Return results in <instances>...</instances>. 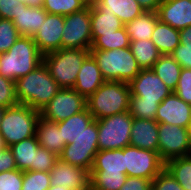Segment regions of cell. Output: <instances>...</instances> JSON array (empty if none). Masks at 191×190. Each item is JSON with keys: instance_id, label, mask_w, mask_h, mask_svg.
<instances>
[{"instance_id": "1", "label": "cell", "mask_w": 191, "mask_h": 190, "mask_svg": "<svg viewBox=\"0 0 191 190\" xmlns=\"http://www.w3.org/2000/svg\"><path fill=\"white\" fill-rule=\"evenodd\" d=\"M16 98L19 104L41 111L60 90L42 62L26 76L15 81Z\"/></svg>"}, {"instance_id": "2", "label": "cell", "mask_w": 191, "mask_h": 190, "mask_svg": "<svg viewBox=\"0 0 191 190\" xmlns=\"http://www.w3.org/2000/svg\"><path fill=\"white\" fill-rule=\"evenodd\" d=\"M43 62L34 39L20 36L7 52L0 54V75L16 81Z\"/></svg>"}, {"instance_id": "3", "label": "cell", "mask_w": 191, "mask_h": 190, "mask_svg": "<svg viewBox=\"0 0 191 190\" xmlns=\"http://www.w3.org/2000/svg\"><path fill=\"white\" fill-rule=\"evenodd\" d=\"M130 87L122 81H105L89 98L87 108L95 120L129 111Z\"/></svg>"}, {"instance_id": "4", "label": "cell", "mask_w": 191, "mask_h": 190, "mask_svg": "<svg viewBox=\"0 0 191 190\" xmlns=\"http://www.w3.org/2000/svg\"><path fill=\"white\" fill-rule=\"evenodd\" d=\"M105 81L129 83L141 71L130 47L113 50H90Z\"/></svg>"}, {"instance_id": "5", "label": "cell", "mask_w": 191, "mask_h": 190, "mask_svg": "<svg viewBox=\"0 0 191 190\" xmlns=\"http://www.w3.org/2000/svg\"><path fill=\"white\" fill-rule=\"evenodd\" d=\"M40 112L28 105L6 108L0 125V135L7 147L35 136Z\"/></svg>"}, {"instance_id": "6", "label": "cell", "mask_w": 191, "mask_h": 190, "mask_svg": "<svg viewBox=\"0 0 191 190\" xmlns=\"http://www.w3.org/2000/svg\"><path fill=\"white\" fill-rule=\"evenodd\" d=\"M89 54L90 50L61 48L43 55V62L60 88H73L81 65Z\"/></svg>"}, {"instance_id": "7", "label": "cell", "mask_w": 191, "mask_h": 190, "mask_svg": "<svg viewBox=\"0 0 191 190\" xmlns=\"http://www.w3.org/2000/svg\"><path fill=\"white\" fill-rule=\"evenodd\" d=\"M133 119L127 111L97 120L99 151L129 146Z\"/></svg>"}, {"instance_id": "8", "label": "cell", "mask_w": 191, "mask_h": 190, "mask_svg": "<svg viewBox=\"0 0 191 190\" xmlns=\"http://www.w3.org/2000/svg\"><path fill=\"white\" fill-rule=\"evenodd\" d=\"M98 149L97 120H94L73 142L64 147L59 158L90 172Z\"/></svg>"}, {"instance_id": "9", "label": "cell", "mask_w": 191, "mask_h": 190, "mask_svg": "<svg viewBox=\"0 0 191 190\" xmlns=\"http://www.w3.org/2000/svg\"><path fill=\"white\" fill-rule=\"evenodd\" d=\"M158 154L167 161L191 155V135L187 128L166 123H158Z\"/></svg>"}, {"instance_id": "10", "label": "cell", "mask_w": 191, "mask_h": 190, "mask_svg": "<svg viewBox=\"0 0 191 190\" xmlns=\"http://www.w3.org/2000/svg\"><path fill=\"white\" fill-rule=\"evenodd\" d=\"M62 48L90 50L92 45L90 6L64 16Z\"/></svg>"}, {"instance_id": "11", "label": "cell", "mask_w": 191, "mask_h": 190, "mask_svg": "<svg viewBox=\"0 0 191 190\" xmlns=\"http://www.w3.org/2000/svg\"><path fill=\"white\" fill-rule=\"evenodd\" d=\"M87 108V99L73 88H60L40 111V116L51 122H60Z\"/></svg>"}, {"instance_id": "12", "label": "cell", "mask_w": 191, "mask_h": 190, "mask_svg": "<svg viewBox=\"0 0 191 190\" xmlns=\"http://www.w3.org/2000/svg\"><path fill=\"white\" fill-rule=\"evenodd\" d=\"M126 175L153 180L164 168L158 152L131 145L124 148Z\"/></svg>"}, {"instance_id": "13", "label": "cell", "mask_w": 191, "mask_h": 190, "mask_svg": "<svg viewBox=\"0 0 191 190\" xmlns=\"http://www.w3.org/2000/svg\"><path fill=\"white\" fill-rule=\"evenodd\" d=\"M128 85L131 96H140L149 102H162L173 92L152 69H141Z\"/></svg>"}, {"instance_id": "14", "label": "cell", "mask_w": 191, "mask_h": 190, "mask_svg": "<svg viewBox=\"0 0 191 190\" xmlns=\"http://www.w3.org/2000/svg\"><path fill=\"white\" fill-rule=\"evenodd\" d=\"M51 186H62L70 190H90V172L79 166L62 161L60 158L51 169Z\"/></svg>"}, {"instance_id": "15", "label": "cell", "mask_w": 191, "mask_h": 190, "mask_svg": "<svg viewBox=\"0 0 191 190\" xmlns=\"http://www.w3.org/2000/svg\"><path fill=\"white\" fill-rule=\"evenodd\" d=\"M64 16L47 13L44 23L32 37L42 55L62 48Z\"/></svg>"}, {"instance_id": "16", "label": "cell", "mask_w": 191, "mask_h": 190, "mask_svg": "<svg viewBox=\"0 0 191 190\" xmlns=\"http://www.w3.org/2000/svg\"><path fill=\"white\" fill-rule=\"evenodd\" d=\"M155 121L189 129L191 124V104L186 103L172 92L159 104Z\"/></svg>"}, {"instance_id": "17", "label": "cell", "mask_w": 191, "mask_h": 190, "mask_svg": "<svg viewBox=\"0 0 191 190\" xmlns=\"http://www.w3.org/2000/svg\"><path fill=\"white\" fill-rule=\"evenodd\" d=\"M159 20L177 30L191 26V0H162Z\"/></svg>"}, {"instance_id": "18", "label": "cell", "mask_w": 191, "mask_h": 190, "mask_svg": "<svg viewBox=\"0 0 191 190\" xmlns=\"http://www.w3.org/2000/svg\"><path fill=\"white\" fill-rule=\"evenodd\" d=\"M104 82L96 60L89 54L81 65L73 89L87 99Z\"/></svg>"}, {"instance_id": "19", "label": "cell", "mask_w": 191, "mask_h": 190, "mask_svg": "<svg viewBox=\"0 0 191 190\" xmlns=\"http://www.w3.org/2000/svg\"><path fill=\"white\" fill-rule=\"evenodd\" d=\"M158 123L155 120L134 118L130 145L145 150L158 152Z\"/></svg>"}, {"instance_id": "20", "label": "cell", "mask_w": 191, "mask_h": 190, "mask_svg": "<svg viewBox=\"0 0 191 190\" xmlns=\"http://www.w3.org/2000/svg\"><path fill=\"white\" fill-rule=\"evenodd\" d=\"M47 12L41 8L18 4L13 23L21 36L33 37L46 19Z\"/></svg>"}, {"instance_id": "21", "label": "cell", "mask_w": 191, "mask_h": 190, "mask_svg": "<svg viewBox=\"0 0 191 190\" xmlns=\"http://www.w3.org/2000/svg\"><path fill=\"white\" fill-rule=\"evenodd\" d=\"M37 141L39 145L50 152L60 156L65 143H62V135L59 131L58 122H51L39 117L36 125Z\"/></svg>"}, {"instance_id": "22", "label": "cell", "mask_w": 191, "mask_h": 190, "mask_svg": "<svg viewBox=\"0 0 191 190\" xmlns=\"http://www.w3.org/2000/svg\"><path fill=\"white\" fill-rule=\"evenodd\" d=\"M99 11L114 13L123 24H126L144 12L137 0H99L94 5Z\"/></svg>"}, {"instance_id": "23", "label": "cell", "mask_w": 191, "mask_h": 190, "mask_svg": "<svg viewBox=\"0 0 191 190\" xmlns=\"http://www.w3.org/2000/svg\"><path fill=\"white\" fill-rule=\"evenodd\" d=\"M36 135L15 143L9 147L15 159L18 170L36 171L37 149L39 147Z\"/></svg>"}, {"instance_id": "24", "label": "cell", "mask_w": 191, "mask_h": 190, "mask_svg": "<svg viewBox=\"0 0 191 190\" xmlns=\"http://www.w3.org/2000/svg\"><path fill=\"white\" fill-rule=\"evenodd\" d=\"M88 108L68 119L58 122L62 143L73 144L74 140L94 121Z\"/></svg>"}, {"instance_id": "25", "label": "cell", "mask_w": 191, "mask_h": 190, "mask_svg": "<svg viewBox=\"0 0 191 190\" xmlns=\"http://www.w3.org/2000/svg\"><path fill=\"white\" fill-rule=\"evenodd\" d=\"M158 21L159 17L156 12L144 11L134 20L124 24V28L130 40H151Z\"/></svg>"}, {"instance_id": "26", "label": "cell", "mask_w": 191, "mask_h": 190, "mask_svg": "<svg viewBox=\"0 0 191 190\" xmlns=\"http://www.w3.org/2000/svg\"><path fill=\"white\" fill-rule=\"evenodd\" d=\"M91 34L94 41L98 36L113 33L123 28L124 24L114 13L99 11L94 5L90 6Z\"/></svg>"}, {"instance_id": "27", "label": "cell", "mask_w": 191, "mask_h": 190, "mask_svg": "<svg viewBox=\"0 0 191 190\" xmlns=\"http://www.w3.org/2000/svg\"><path fill=\"white\" fill-rule=\"evenodd\" d=\"M90 172L125 173L124 148L98 151Z\"/></svg>"}, {"instance_id": "28", "label": "cell", "mask_w": 191, "mask_h": 190, "mask_svg": "<svg viewBox=\"0 0 191 190\" xmlns=\"http://www.w3.org/2000/svg\"><path fill=\"white\" fill-rule=\"evenodd\" d=\"M180 32L169 24L162 23L160 20L156 23L151 36V41L157 47L161 55H170L180 44Z\"/></svg>"}, {"instance_id": "29", "label": "cell", "mask_w": 191, "mask_h": 190, "mask_svg": "<svg viewBox=\"0 0 191 190\" xmlns=\"http://www.w3.org/2000/svg\"><path fill=\"white\" fill-rule=\"evenodd\" d=\"M152 70L173 92L177 87L182 68L171 55H161Z\"/></svg>"}, {"instance_id": "30", "label": "cell", "mask_w": 191, "mask_h": 190, "mask_svg": "<svg viewBox=\"0 0 191 190\" xmlns=\"http://www.w3.org/2000/svg\"><path fill=\"white\" fill-rule=\"evenodd\" d=\"M130 49L141 69H152L161 54L151 40H130Z\"/></svg>"}, {"instance_id": "31", "label": "cell", "mask_w": 191, "mask_h": 190, "mask_svg": "<svg viewBox=\"0 0 191 190\" xmlns=\"http://www.w3.org/2000/svg\"><path fill=\"white\" fill-rule=\"evenodd\" d=\"M165 169L179 182L183 190H191V155L167 161Z\"/></svg>"}, {"instance_id": "32", "label": "cell", "mask_w": 191, "mask_h": 190, "mask_svg": "<svg viewBox=\"0 0 191 190\" xmlns=\"http://www.w3.org/2000/svg\"><path fill=\"white\" fill-rule=\"evenodd\" d=\"M130 37L125 28H120L113 33L98 36L91 45L90 50H113L130 47Z\"/></svg>"}, {"instance_id": "33", "label": "cell", "mask_w": 191, "mask_h": 190, "mask_svg": "<svg viewBox=\"0 0 191 190\" xmlns=\"http://www.w3.org/2000/svg\"><path fill=\"white\" fill-rule=\"evenodd\" d=\"M126 178L125 173L90 172V190H119Z\"/></svg>"}, {"instance_id": "34", "label": "cell", "mask_w": 191, "mask_h": 190, "mask_svg": "<svg viewBox=\"0 0 191 190\" xmlns=\"http://www.w3.org/2000/svg\"><path fill=\"white\" fill-rule=\"evenodd\" d=\"M160 103L143 101L140 96H130L129 113L133 118L155 120Z\"/></svg>"}, {"instance_id": "35", "label": "cell", "mask_w": 191, "mask_h": 190, "mask_svg": "<svg viewBox=\"0 0 191 190\" xmlns=\"http://www.w3.org/2000/svg\"><path fill=\"white\" fill-rule=\"evenodd\" d=\"M82 0H44L43 9L50 14L69 15L86 8Z\"/></svg>"}, {"instance_id": "36", "label": "cell", "mask_w": 191, "mask_h": 190, "mask_svg": "<svg viewBox=\"0 0 191 190\" xmlns=\"http://www.w3.org/2000/svg\"><path fill=\"white\" fill-rule=\"evenodd\" d=\"M51 186L50 173L42 171H23L21 190H46Z\"/></svg>"}, {"instance_id": "37", "label": "cell", "mask_w": 191, "mask_h": 190, "mask_svg": "<svg viewBox=\"0 0 191 190\" xmlns=\"http://www.w3.org/2000/svg\"><path fill=\"white\" fill-rule=\"evenodd\" d=\"M20 36L12 20L0 18V54L7 52Z\"/></svg>"}, {"instance_id": "38", "label": "cell", "mask_w": 191, "mask_h": 190, "mask_svg": "<svg viewBox=\"0 0 191 190\" xmlns=\"http://www.w3.org/2000/svg\"><path fill=\"white\" fill-rule=\"evenodd\" d=\"M18 104L15 82L0 75V106L9 108Z\"/></svg>"}, {"instance_id": "39", "label": "cell", "mask_w": 191, "mask_h": 190, "mask_svg": "<svg viewBox=\"0 0 191 190\" xmlns=\"http://www.w3.org/2000/svg\"><path fill=\"white\" fill-rule=\"evenodd\" d=\"M23 183V171L15 169L0 172V190H21Z\"/></svg>"}, {"instance_id": "40", "label": "cell", "mask_w": 191, "mask_h": 190, "mask_svg": "<svg viewBox=\"0 0 191 190\" xmlns=\"http://www.w3.org/2000/svg\"><path fill=\"white\" fill-rule=\"evenodd\" d=\"M153 190H183L182 186L164 168L153 180Z\"/></svg>"}, {"instance_id": "41", "label": "cell", "mask_w": 191, "mask_h": 190, "mask_svg": "<svg viewBox=\"0 0 191 190\" xmlns=\"http://www.w3.org/2000/svg\"><path fill=\"white\" fill-rule=\"evenodd\" d=\"M174 93L186 103L191 104V69L182 68Z\"/></svg>"}, {"instance_id": "42", "label": "cell", "mask_w": 191, "mask_h": 190, "mask_svg": "<svg viewBox=\"0 0 191 190\" xmlns=\"http://www.w3.org/2000/svg\"><path fill=\"white\" fill-rule=\"evenodd\" d=\"M36 171L50 172L59 156L39 146L37 149Z\"/></svg>"}, {"instance_id": "43", "label": "cell", "mask_w": 191, "mask_h": 190, "mask_svg": "<svg viewBox=\"0 0 191 190\" xmlns=\"http://www.w3.org/2000/svg\"><path fill=\"white\" fill-rule=\"evenodd\" d=\"M170 55L180 64L181 68L191 69L190 44H179Z\"/></svg>"}, {"instance_id": "44", "label": "cell", "mask_w": 191, "mask_h": 190, "mask_svg": "<svg viewBox=\"0 0 191 190\" xmlns=\"http://www.w3.org/2000/svg\"><path fill=\"white\" fill-rule=\"evenodd\" d=\"M151 188L152 180L127 176L125 183L119 190H150Z\"/></svg>"}, {"instance_id": "45", "label": "cell", "mask_w": 191, "mask_h": 190, "mask_svg": "<svg viewBox=\"0 0 191 190\" xmlns=\"http://www.w3.org/2000/svg\"><path fill=\"white\" fill-rule=\"evenodd\" d=\"M19 3L17 0H0V18L13 21Z\"/></svg>"}, {"instance_id": "46", "label": "cell", "mask_w": 191, "mask_h": 190, "mask_svg": "<svg viewBox=\"0 0 191 190\" xmlns=\"http://www.w3.org/2000/svg\"><path fill=\"white\" fill-rule=\"evenodd\" d=\"M17 169L12 151L7 147L0 151V172H7Z\"/></svg>"}, {"instance_id": "47", "label": "cell", "mask_w": 191, "mask_h": 190, "mask_svg": "<svg viewBox=\"0 0 191 190\" xmlns=\"http://www.w3.org/2000/svg\"><path fill=\"white\" fill-rule=\"evenodd\" d=\"M140 6L144 9V11H153L156 12L159 9L162 0H137Z\"/></svg>"}, {"instance_id": "48", "label": "cell", "mask_w": 191, "mask_h": 190, "mask_svg": "<svg viewBox=\"0 0 191 190\" xmlns=\"http://www.w3.org/2000/svg\"><path fill=\"white\" fill-rule=\"evenodd\" d=\"M180 32V44L191 45V26L179 30Z\"/></svg>"}, {"instance_id": "49", "label": "cell", "mask_w": 191, "mask_h": 190, "mask_svg": "<svg viewBox=\"0 0 191 190\" xmlns=\"http://www.w3.org/2000/svg\"><path fill=\"white\" fill-rule=\"evenodd\" d=\"M25 5L32 8H41L44 5V0H26Z\"/></svg>"}, {"instance_id": "50", "label": "cell", "mask_w": 191, "mask_h": 190, "mask_svg": "<svg viewBox=\"0 0 191 190\" xmlns=\"http://www.w3.org/2000/svg\"><path fill=\"white\" fill-rule=\"evenodd\" d=\"M86 6H92V5H95L99 2V0H82Z\"/></svg>"}, {"instance_id": "51", "label": "cell", "mask_w": 191, "mask_h": 190, "mask_svg": "<svg viewBox=\"0 0 191 190\" xmlns=\"http://www.w3.org/2000/svg\"><path fill=\"white\" fill-rule=\"evenodd\" d=\"M46 190H70L68 188H63L61 185L59 186H50L49 188H47Z\"/></svg>"}, {"instance_id": "52", "label": "cell", "mask_w": 191, "mask_h": 190, "mask_svg": "<svg viewBox=\"0 0 191 190\" xmlns=\"http://www.w3.org/2000/svg\"><path fill=\"white\" fill-rule=\"evenodd\" d=\"M7 148L4 138L0 135V151L5 150Z\"/></svg>"}, {"instance_id": "53", "label": "cell", "mask_w": 191, "mask_h": 190, "mask_svg": "<svg viewBox=\"0 0 191 190\" xmlns=\"http://www.w3.org/2000/svg\"><path fill=\"white\" fill-rule=\"evenodd\" d=\"M5 109H6L5 107L0 106V125H1V121H2Z\"/></svg>"}, {"instance_id": "54", "label": "cell", "mask_w": 191, "mask_h": 190, "mask_svg": "<svg viewBox=\"0 0 191 190\" xmlns=\"http://www.w3.org/2000/svg\"><path fill=\"white\" fill-rule=\"evenodd\" d=\"M18 2H20L21 4H25L26 0H17Z\"/></svg>"}]
</instances>
